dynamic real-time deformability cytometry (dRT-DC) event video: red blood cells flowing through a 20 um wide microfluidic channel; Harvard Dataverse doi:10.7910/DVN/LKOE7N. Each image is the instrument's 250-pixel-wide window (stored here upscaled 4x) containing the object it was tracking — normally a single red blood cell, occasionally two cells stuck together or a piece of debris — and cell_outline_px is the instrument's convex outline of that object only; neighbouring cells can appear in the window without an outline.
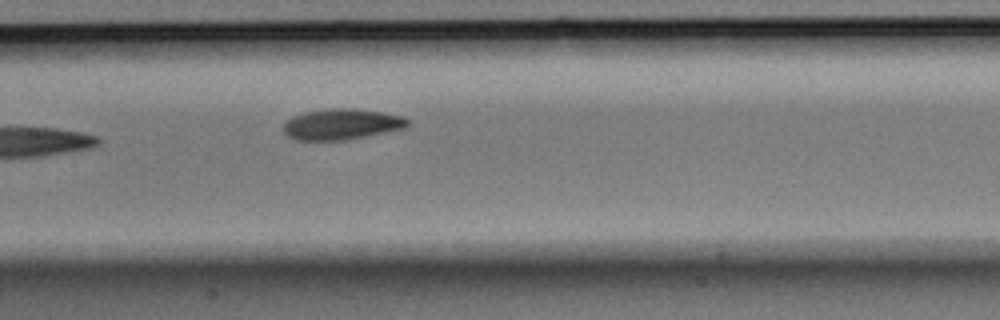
{"species": "Egyptian fruit bat (a non-hibernating species)", "species_latin": "Rousettus aegyptiacus", "temperature_condition": "room temperature", "stored_images_in_passage": 5, "camera_frame_rate_fps": 3000, "um_per_image_px": 0.085, "animal": {"sex": "male"}, "frame": {"image": 1, "passage_image": 5, "time_ms": 1.333, "image_size_px": [1000, 320], "cell_outline_px": [[412, 124], [408, 128], [344, 140], [296, 140], [288, 136], [280, 128], [292, 116], [304, 112], [328, 108], [352, 108], [384, 112], [400, 116], [408, 120]], "centroid_in_image_um": [29.04, 10.55], "position_along_channel_um": 178.4, "area_um2": 22.54}}